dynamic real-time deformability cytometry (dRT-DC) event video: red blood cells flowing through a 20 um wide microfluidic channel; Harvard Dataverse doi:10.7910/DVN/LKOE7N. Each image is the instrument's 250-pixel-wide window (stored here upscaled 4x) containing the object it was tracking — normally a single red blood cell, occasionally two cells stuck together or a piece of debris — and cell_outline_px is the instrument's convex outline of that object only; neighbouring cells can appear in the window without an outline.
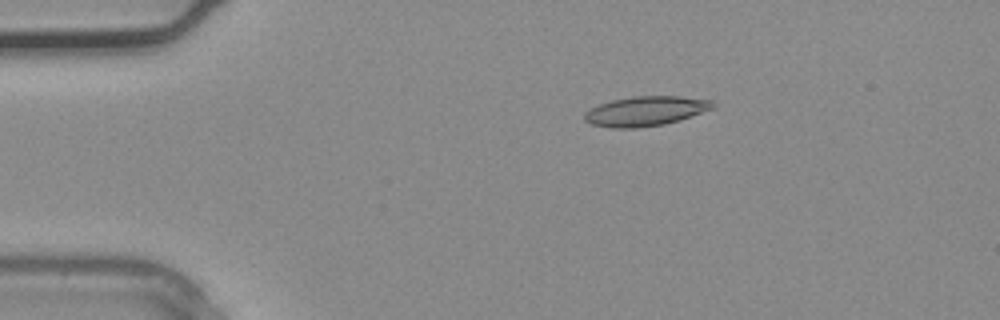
{"species": "common noctule bat (a hibernating species)", "species_latin": "Nyctalus noctula", "temperature_condition": "warm", "stored_images_in_passage": 3, "camera_frame_rate_fps": 3000, "um_per_image_px": 0.085, "animal": {"sex": "male", "body_mass_g": 20.4}, "frame": {"image": 1, "passage_image": 2, "time_ms": 0.333, "image_size_px": [1000, 320], "cell_outline_px": [[716, 108], [680, 120], [664, 124], [640, 128], [612, 128], [592, 124], [584, 120], [584, 112], [600, 104], [612, 100], [632, 96], [680, 96], [712, 100], [716, 104]], "centroid_in_image_um": [54.92, 9.44], "position_along_channel_um": 30.1, "area_um2": 22.37}}
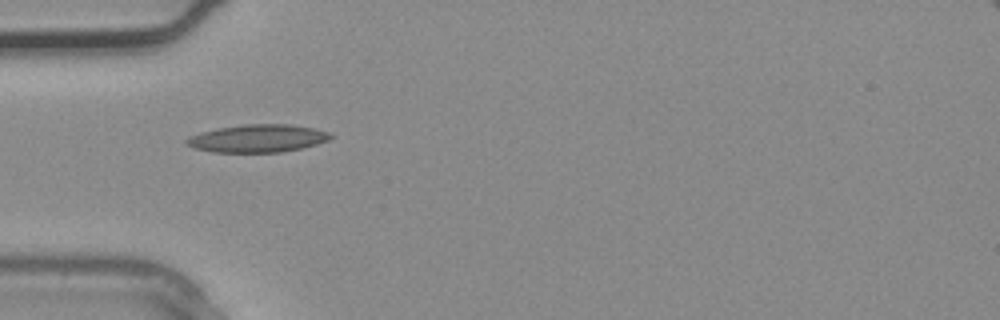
{"frame": {"image": 2, "passage_image": 3, "time_ms": 0.667, "image_size_px": [1000, 320], "cell_outline_px": [[336, 136], [328, 140], [316, 144], [300, 148], [280, 152], [212, 152], [196, 148], [188, 144], [184, 140], [200, 132], [220, 128], [244, 124], [288, 124], [312, 128], [328, 132]], "centroid_in_image_um": [21.93, 11.76], "position_along_channel_um": 63.1, "area_um2": 23.0}}